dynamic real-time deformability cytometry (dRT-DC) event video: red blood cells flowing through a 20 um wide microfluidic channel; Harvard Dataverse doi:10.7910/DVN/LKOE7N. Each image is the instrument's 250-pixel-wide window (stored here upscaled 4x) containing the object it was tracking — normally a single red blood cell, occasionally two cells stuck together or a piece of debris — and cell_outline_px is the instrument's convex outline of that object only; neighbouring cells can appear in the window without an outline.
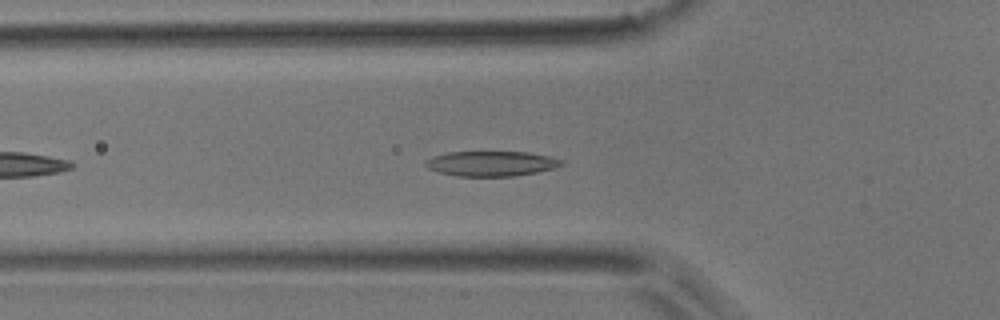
{"species": "common noctule bat (a hibernating species)", "species_latin": "Nyctalus noctula", "temperature_condition": "room temperature", "stored_images_in_passage": 20, "camera_frame_rate_fps": 3000, "um_per_image_px": 0.085, "animal": {"sex": "male", "body_mass_g": 17.9}, "frame": {"image": 1, "passage_image": 7, "time_ms": 2.0, "image_size_px": [1000, 320], "cell_outline_px": [[564, 164], [556, 168], [536, 172], [512, 176], [456, 176], [440, 172], [428, 168], [424, 164], [424, 160], [432, 156], [448, 152], [528, 152], [548, 156], [564, 160]], "centroid_in_image_um": [41.76, 13.9], "position_along_channel_um": 84.0, "area_um2": 19.88}}
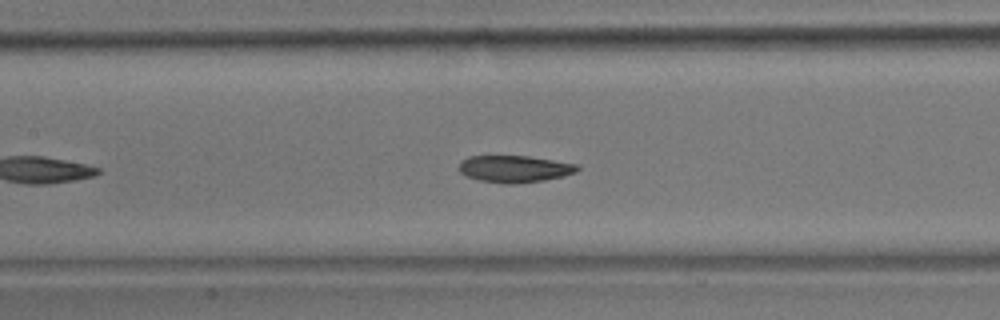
{"frame": {"image": 2, "passage_image": 13, "time_ms": 4.0, "image_size_px": [1000, 320], "cell_outline_px": [[580, 168], [576, 172], [544, 180], [516, 184], [504, 184], [480, 180], [464, 176], [460, 172], [460, 160], [468, 156], [528, 156], [576, 164]], "centroid_in_image_um": [43.68, 14.36], "position_along_channel_um": 163.7, "area_um2": 18.5}}
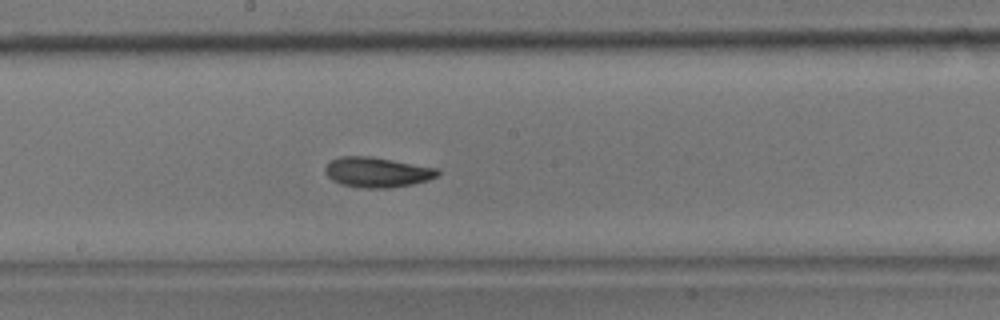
{"frame": {"image": 3, "passage_image": 17, "time_ms": 5.333, "image_size_px": [1000, 320], "cell_outline_px": [[440, 172], [436, 176], [428, 180], [412, 184], [388, 188], [364, 188], [340, 184], [332, 180], [324, 172], [324, 168], [332, 160], [340, 156], [372, 156], [440, 168]], "centroid_in_image_um": [32.07, 14.63], "position_along_channel_um": 216.1, "area_um2": 19.88}}